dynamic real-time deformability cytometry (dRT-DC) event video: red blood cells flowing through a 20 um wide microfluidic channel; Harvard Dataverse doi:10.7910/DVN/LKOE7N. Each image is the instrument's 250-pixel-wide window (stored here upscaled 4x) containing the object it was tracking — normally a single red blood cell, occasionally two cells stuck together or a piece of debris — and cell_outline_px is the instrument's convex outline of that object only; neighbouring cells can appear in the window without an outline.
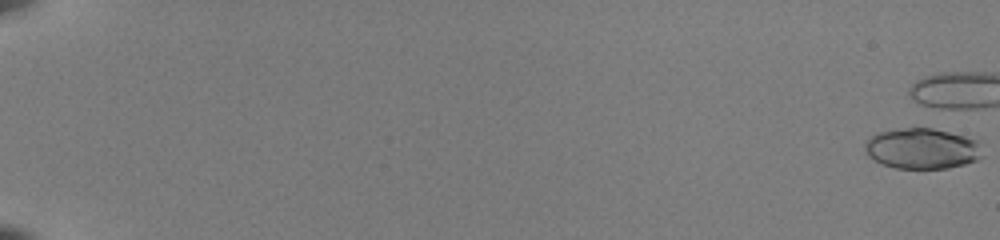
{"species": "common noctule bat (a hibernating species)", "species_latin": "Nyctalus noctula", "temperature_condition": "room temperature", "stored_images_in_passage": 7, "camera_frame_rate_fps": 3000, "um_per_image_px": 0.085, "animal": {"sex": "female", "body_mass_g": 22.0, "forearm_length_mm": 56.7}, "frame": {"image": 1, "passage_image": 1, "time_ms": 0.0, "image_size_px": [1000, 240], "cell_outline_px": [[984, 156], [976, 160], [964, 164], [948, 168], [896, 168], [884, 164], [868, 156], [864, 152], [864, 144], [872, 136], [880, 132], [904, 128], [932, 128], [964, 136], [976, 140]], "centroid_in_image_um": [78.37, 12.63], "position_along_channel_um": 6.6, "area_um2": 27.51}}